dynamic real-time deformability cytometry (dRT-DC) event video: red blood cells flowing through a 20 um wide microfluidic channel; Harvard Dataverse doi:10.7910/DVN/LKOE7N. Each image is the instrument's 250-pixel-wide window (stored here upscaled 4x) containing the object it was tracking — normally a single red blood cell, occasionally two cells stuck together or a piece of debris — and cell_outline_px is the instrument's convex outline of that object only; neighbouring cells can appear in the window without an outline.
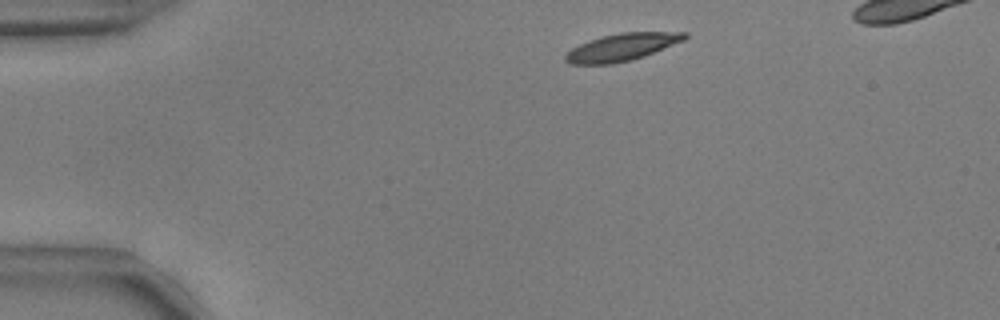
{"species": "common noctule bat (a hibernating species)", "species_latin": "Nyctalus noctula", "temperature_condition": "warm", "stored_images_in_passage": 45, "camera_frame_rate_fps": 3000, "um_per_image_px": 0.085, "animal": {"sex": "male", "body_mass_g": 17.9, "forearm_length_mm": 54.2}, "frame": {"image": 1, "passage_image": 3, "time_ms": 0.667, "image_size_px": [1000, 320], "cell_outline_px": [[688, 36], [684, 40], [644, 56], [612, 64], [568, 64], [564, 60], [564, 56], [572, 48], [588, 40], [620, 32], [688, 32]], "centroid_in_image_um": [52.84, 4.0], "position_along_channel_um": 32.2, "area_um2": 18.84}}
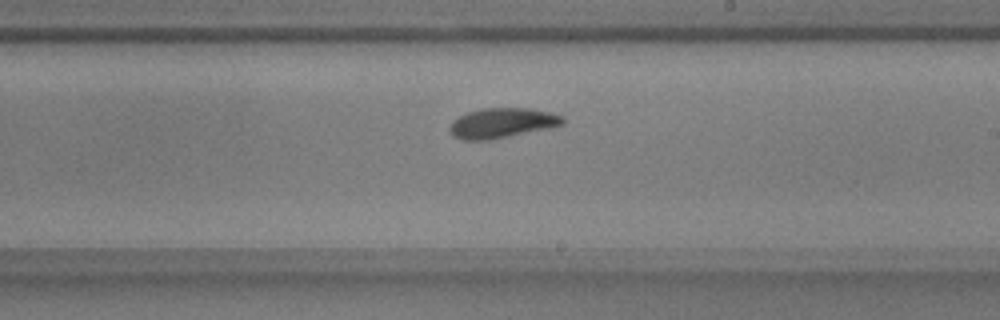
{"frame": {"image": 2, "passage_image": 25, "time_ms": 8.0, "image_size_px": [1000, 320], "cell_outline_px": [[564, 124], [552, 128], [488, 140], [464, 140], [452, 136], [448, 132], [448, 128], [452, 120], [468, 112], [480, 108], [528, 108], [552, 112], [564, 116]], "centroid_in_image_um": [42.68, 10.45], "position_along_channel_um": 246.3, "area_um2": 20.06}}
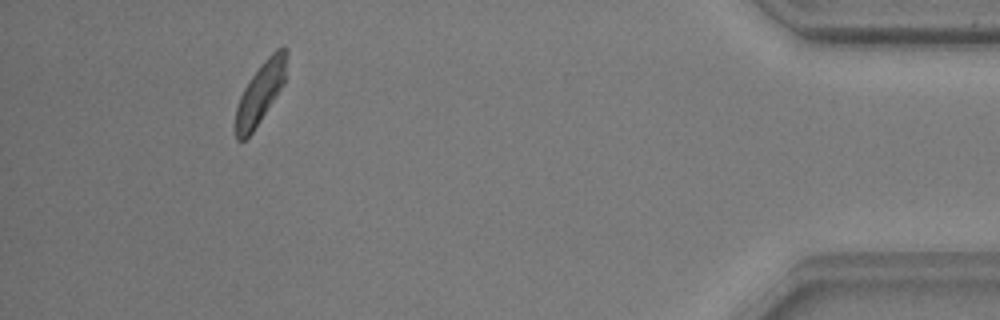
{"frame": {"image": 3, "passage_image": 43, "time_ms": 14.0, "image_size_px": [1000, 320], "cell_outline_px": [[288, 52], [284, 84], [252, 132], [244, 140], [236, 140], [236, 108], [240, 96], [244, 88], [260, 64], [276, 48], [284, 44], [288, 48]], "centroid_in_image_um": [22.17, 7.81], "position_along_channel_um": 413.0, "area_um2": 18.03}, "authors_computed_cell_mechanics": {"area_um2": 19.1318, "velocity_mm_per_s": 3.7004, "shape_relaxation_time_tau1_ms": 3.2912, "shape_relaxation_time_tau2_ms": 2.5852, "deformation_change_tau1": 0.1341, "deformation_change_tau2": 0.0894}}